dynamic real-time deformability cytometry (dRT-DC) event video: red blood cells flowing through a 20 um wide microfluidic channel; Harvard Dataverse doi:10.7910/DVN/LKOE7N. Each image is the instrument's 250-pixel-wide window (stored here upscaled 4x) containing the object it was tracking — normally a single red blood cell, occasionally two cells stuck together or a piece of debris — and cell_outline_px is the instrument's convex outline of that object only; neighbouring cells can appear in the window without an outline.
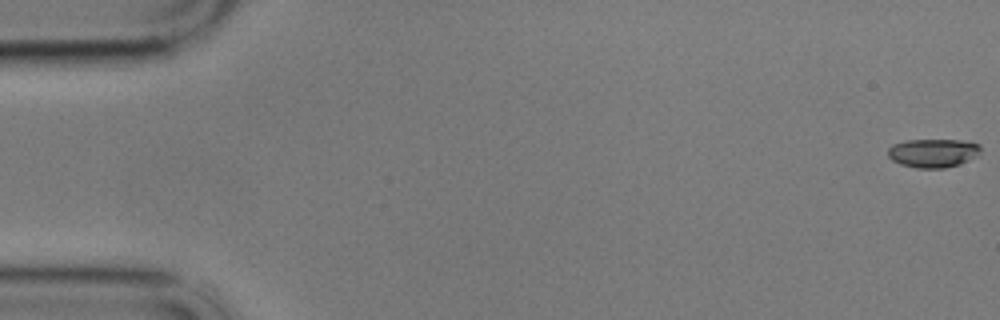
{"species": "common noctule bat (a hibernating species)", "species_latin": "Nyctalus noctula", "temperature_condition": "cold", "stored_images_in_passage": 61, "camera_frame_rate_fps": 3000, "um_per_image_px": 0.085, "animal": {"sex": "male", "body_mass_g": 17.9}, "frame": {"image": 1, "passage_image": 1, "time_ms": 0.0, "image_size_px": [1000, 320], "cell_outline_px": [[980, 152], [968, 160], [960, 164], [944, 168], [916, 168], [900, 164], [892, 160], [888, 156], [888, 148], [892, 144], [908, 140], [960, 140], [980, 144]], "centroid_in_image_um": [79.28, 13.0], "position_along_channel_um": 5.7, "area_um2": 15.43}}
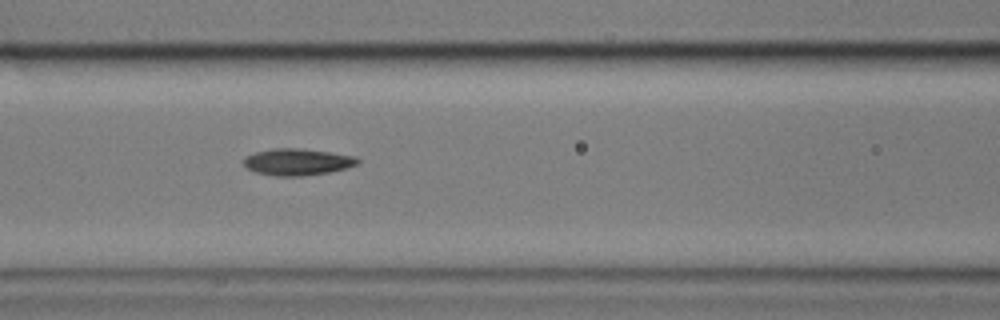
{"frame": {"image": 2, "passage_image": 26, "time_ms": 8.333, "image_size_px": [1000, 320], "cell_outline_px": [[360, 164], [348, 168], [328, 172], [300, 176], [276, 176], [256, 172], [248, 168], [244, 164], [244, 156], [256, 152], [272, 148], [300, 148], [356, 156], [360, 160]], "centroid_in_image_um": [25.31, 13.76], "position_along_channel_um": 141.3, "area_um2": 17.74}}
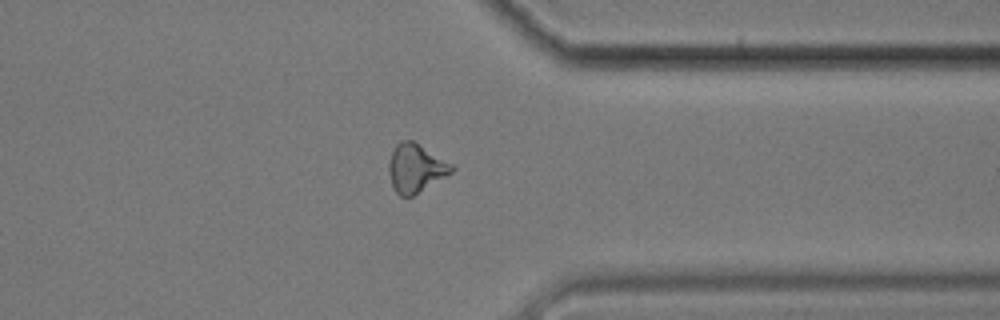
{"frame": {"image": 3, "passage_image": 47, "time_ms": 15.333, "image_size_px": [1000, 320], "cell_outline_px": [[456, 168], [452, 172], [412, 196], [400, 196], [392, 188], [388, 172], [388, 164], [392, 152], [396, 144], [400, 140], [412, 140], [452, 164]], "centroid_in_image_um": [35.3, 14.29], "position_along_channel_um": 376.1, "area_um2": 17.57}}